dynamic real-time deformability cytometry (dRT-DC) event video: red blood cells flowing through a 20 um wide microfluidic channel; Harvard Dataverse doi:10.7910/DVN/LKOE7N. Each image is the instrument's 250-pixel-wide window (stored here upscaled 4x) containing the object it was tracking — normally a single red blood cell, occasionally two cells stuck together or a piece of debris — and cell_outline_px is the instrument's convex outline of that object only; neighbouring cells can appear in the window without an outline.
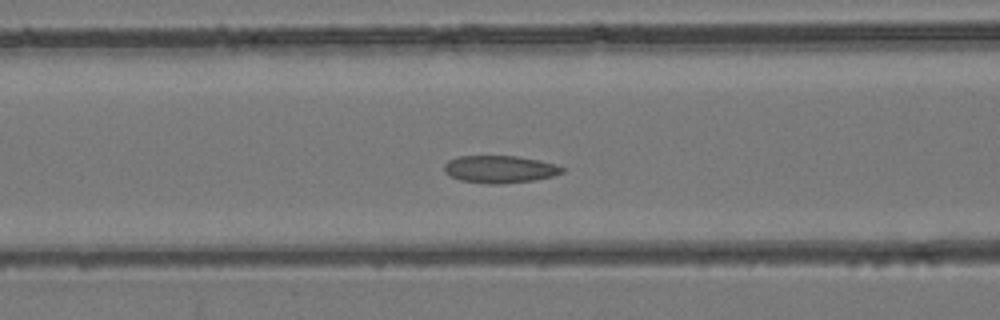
{"species": "common noctule bat (a hibernating species)", "species_latin": "Nyctalus noctula", "temperature_condition": "room temperature", "stored_images_in_passage": 43, "camera_frame_rate_fps": 3000, "um_per_image_px": 0.085, "animal": {"sex": "female", "body_mass_g": 24.6, "forearm_length_mm": 56.2}, "frame": {"image": 1, "passage_image": 17, "time_ms": 5.333, "image_size_px": [1000, 320], "cell_outline_px": [[564, 172], [552, 176], [532, 180], [500, 184], [488, 184], [460, 180], [444, 172], [444, 164], [448, 160], [456, 156], [516, 156], [540, 160], [556, 164], [564, 168]], "centroid_in_image_um": [42.47, 14.37], "position_along_channel_um": 124.1, "area_um2": 18.84}}
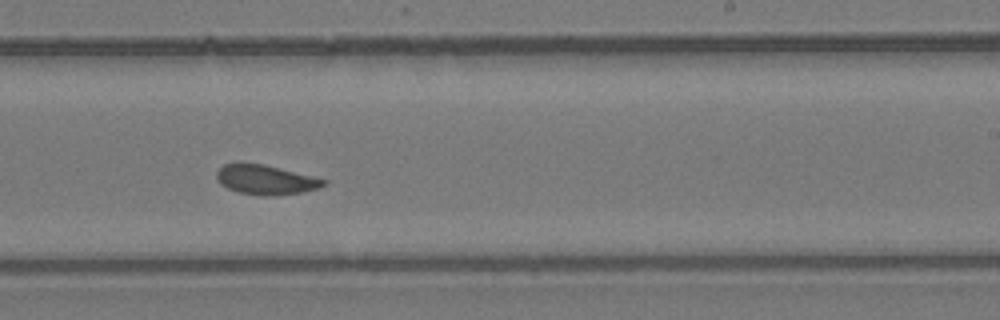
{"frame": {"image": 2, "passage_image": 26, "time_ms": 8.333, "image_size_px": [1000, 320], "cell_outline_px": [[328, 184], [320, 188], [304, 192], [240, 192], [228, 188], [220, 184], [216, 176], [216, 172], [224, 164], [236, 160], [240, 160], [264, 164], [328, 180]], "centroid_in_image_um": [22.55, 15.17], "position_along_channel_um": 266.5, "area_um2": 17.92}}
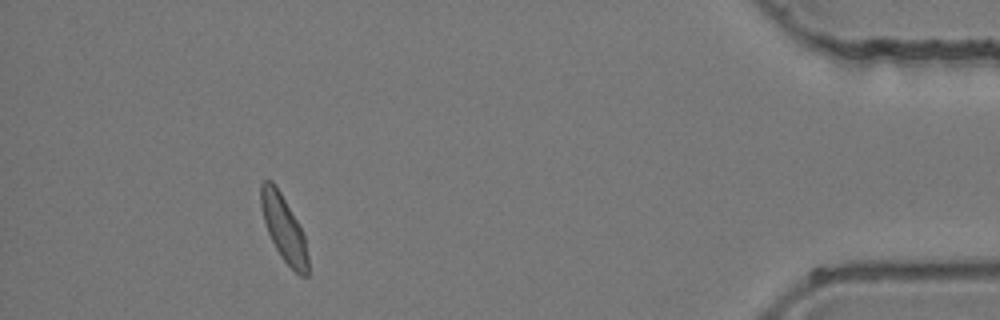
{"frame": {"image": 3, "passage_image": 39, "time_ms": 12.667, "image_size_px": [1000, 320], "cell_outline_px": [[308, 276], [300, 276], [280, 256], [268, 232], [264, 220], [260, 204], [260, 184], [264, 180], [272, 180], [276, 184], [296, 220], [304, 236], [308, 256]], "centroid_in_image_um": [24.1, 19.38], "position_along_channel_um": 411.1, "area_um2": 17.8}}